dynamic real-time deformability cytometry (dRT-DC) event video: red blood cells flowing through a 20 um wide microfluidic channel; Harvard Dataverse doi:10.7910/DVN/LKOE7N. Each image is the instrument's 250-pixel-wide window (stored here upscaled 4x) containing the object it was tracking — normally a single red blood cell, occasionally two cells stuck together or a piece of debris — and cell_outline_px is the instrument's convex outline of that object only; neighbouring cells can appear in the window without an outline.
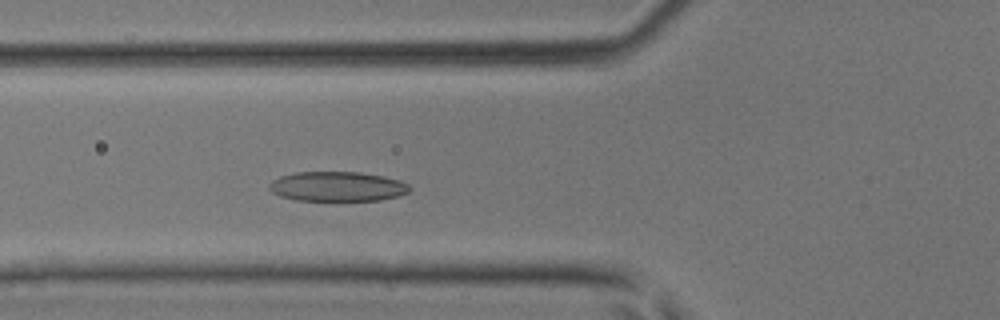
{"species": "common noctule bat (a hibernating species)", "species_latin": "Nyctalus noctula", "temperature_condition": "room temperature", "stored_images_in_passage": 36, "camera_frame_rate_fps": 3000, "um_per_image_px": 0.085, "animal": {"sex": "male", "body_mass_g": 17.9, "forearm_length_mm": 54.2}, "frame": {"image": 1, "passage_image": 12, "time_ms": 3.667, "image_size_px": [1000, 320], "cell_outline_px": [[412, 188], [408, 192], [400, 196], [380, 200], [296, 200], [280, 196], [272, 192], [268, 188], [268, 184], [272, 180], [280, 176], [296, 172], [360, 172], [384, 176], [400, 180], [408, 184]], "centroid_in_image_um": [28.68, 15.84], "position_along_channel_um": 97.1, "area_um2": 24.45}}
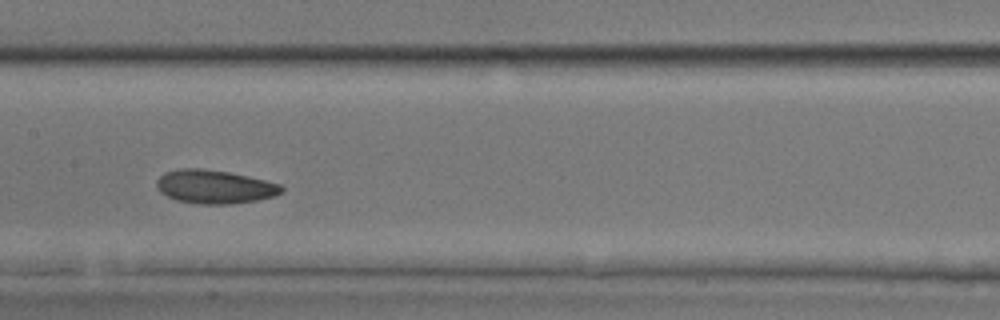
{"frame": {"image": 2, "passage_image": 18, "time_ms": 5.667, "image_size_px": [1000, 320], "cell_outline_px": [[284, 188], [280, 192], [272, 196], [256, 200], [232, 204], [200, 204], [176, 200], [160, 192], [156, 188], [156, 180], [164, 172], [180, 168], [200, 168], [228, 172], [248, 176], [280, 184]], "centroid_in_image_um": [18.19, 15.87], "position_along_channel_um": 189.2, "area_um2": 24.33}}
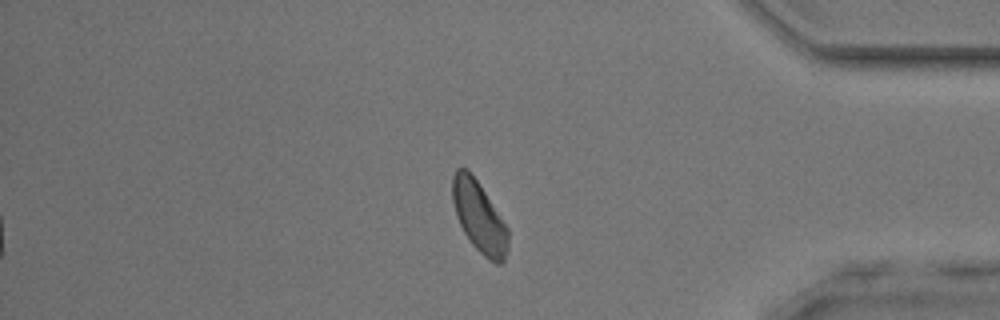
{"frame": {"image": 3, "passage_image": 33, "time_ms": 10.667, "image_size_px": [1000, 320], "cell_outline_px": [[508, 248], [504, 260], [500, 264], [496, 264], [488, 260], [472, 244], [464, 232], [456, 216], [452, 200], [452, 176], [456, 168], [468, 168], [508, 228]], "centroid_in_image_um": [40.71, 18.44], "position_along_channel_um": 394.5, "area_um2": 22.77}}